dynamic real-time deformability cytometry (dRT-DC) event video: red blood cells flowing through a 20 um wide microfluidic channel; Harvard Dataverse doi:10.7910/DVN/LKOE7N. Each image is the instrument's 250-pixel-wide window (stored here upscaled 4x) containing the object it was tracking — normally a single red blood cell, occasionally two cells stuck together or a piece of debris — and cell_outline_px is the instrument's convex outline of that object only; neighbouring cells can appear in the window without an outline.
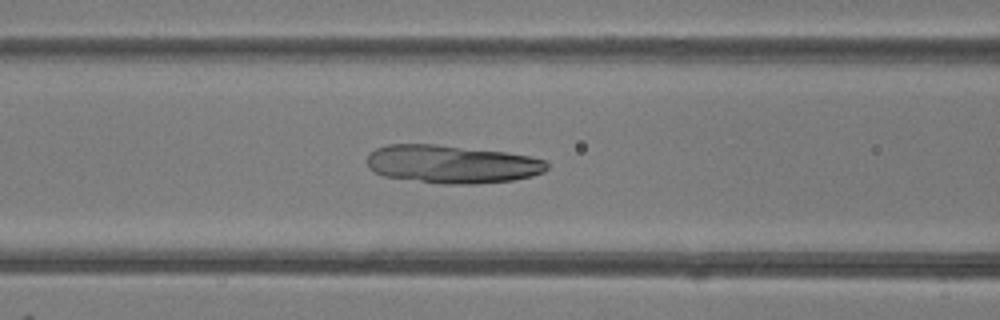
{"species": "common noctule bat (a hibernating species)", "species_latin": "Nyctalus noctula", "temperature_condition": "room temperature", "stored_images_in_passage": 48, "camera_frame_rate_fps": 3000, "um_per_image_px": 0.085, "animal": {"sex": "female"}, "frame": {"image": 1, "passage_image": 20, "time_ms": 6.333, "image_size_px": [1000, 320], "cell_outline_px": [[548, 168], [544, 172], [532, 176], [512, 180], [476, 184], [440, 184], [384, 176], [368, 168], [368, 152], [376, 148], [388, 144], [436, 144], [504, 152], [528, 156], [544, 160], [548, 164]], "centroid_in_image_um": [38.39, 13.95], "position_along_channel_um": 128.2, "area_um2": 40.0}}
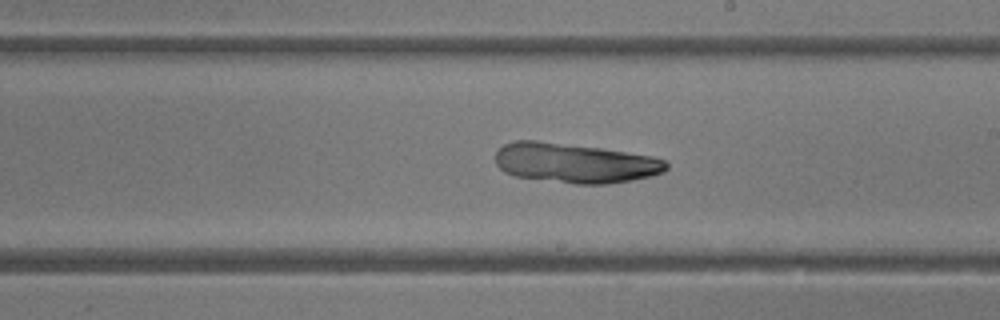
{"frame": {"image": 2, "passage_image": 28, "time_ms": 9.0, "image_size_px": [1000, 320], "cell_outline_px": [[668, 168], [664, 172], [652, 176], [632, 180], [608, 184], [576, 184], [516, 176], [504, 172], [496, 164], [496, 152], [504, 144], [516, 140], [536, 140], [600, 148], [652, 156], [664, 160], [668, 164]], "centroid_in_image_um": [48.88, 13.86], "position_along_channel_um": 240.1, "area_um2": 39.48}}
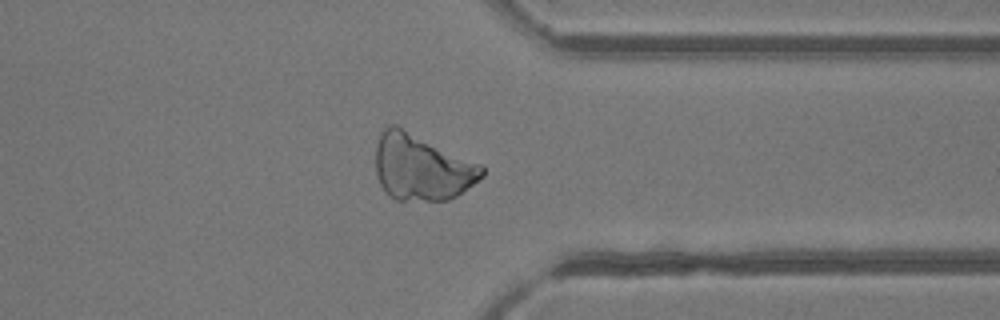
{"frame": {"image": 3, "passage_image": 38, "time_ms": 12.333, "image_size_px": [1000, 320], "cell_outline_px": [[484, 176], [456, 196], [448, 200], [396, 200], [388, 196], [380, 184], [376, 172], [376, 144], [380, 132], [388, 124], [396, 124], [480, 164], [484, 168]], "centroid_in_image_um": [35.81, 14.21], "position_along_channel_um": 375.6, "area_um2": 41.04}}